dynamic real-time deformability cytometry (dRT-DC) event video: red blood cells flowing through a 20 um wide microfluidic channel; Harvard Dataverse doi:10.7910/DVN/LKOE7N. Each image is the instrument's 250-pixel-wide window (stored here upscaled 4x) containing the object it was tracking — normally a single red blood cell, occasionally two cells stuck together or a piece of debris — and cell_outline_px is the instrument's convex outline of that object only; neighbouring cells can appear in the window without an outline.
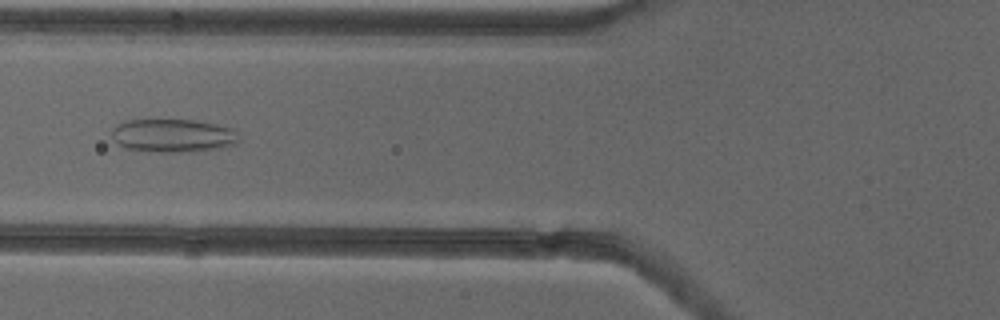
{"species": "common noctule bat (a hibernating species)", "species_latin": "Nyctalus noctula", "temperature_condition": "cold", "stored_images_in_passage": 53, "camera_frame_rate_fps": 3000, "um_per_image_px": 0.085, "animal": {"sex": "female"}, "frame": {"image": 1, "passage_image": 21, "time_ms": 6.667, "image_size_px": [1000, 320], "cell_outline_px": [[240, 140], [236, 144], [216, 148], [192, 152], [148, 152], [124, 148], [116, 144], [112, 136], [112, 128], [116, 124], [128, 120], [192, 120], [216, 124], [232, 128], [236, 132]], "centroid_in_image_um": [14.66, 11.54], "position_along_channel_um": 111.1, "area_um2": 24.91}}
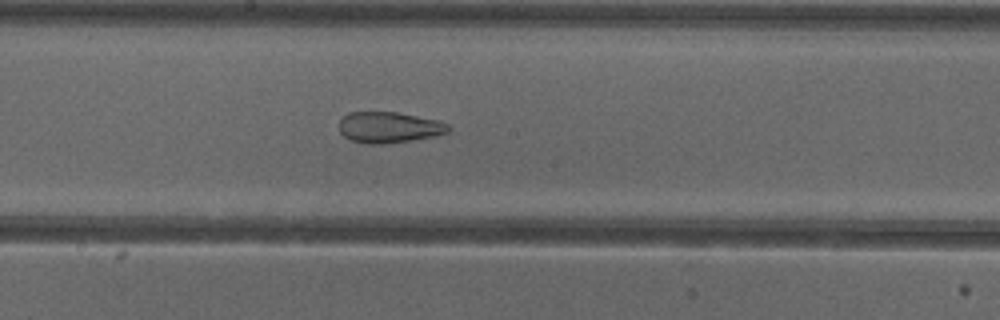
{"frame": {"image": 2, "passage_image": 29, "time_ms": 9.333, "image_size_px": [1000, 320], "cell_outline_px": [[452, 128], [448, 132], [436, 136], [412, 140], [384, 144], [368, 144], [348, 140], [340, 132], [340, 120], [348, 112], [396, 112], [440, 120], [448, 124]], "centroid_in_image_um": [33.09, 10.83], "position_along_channel_um": 215.1, "area_um2": 19.94}}
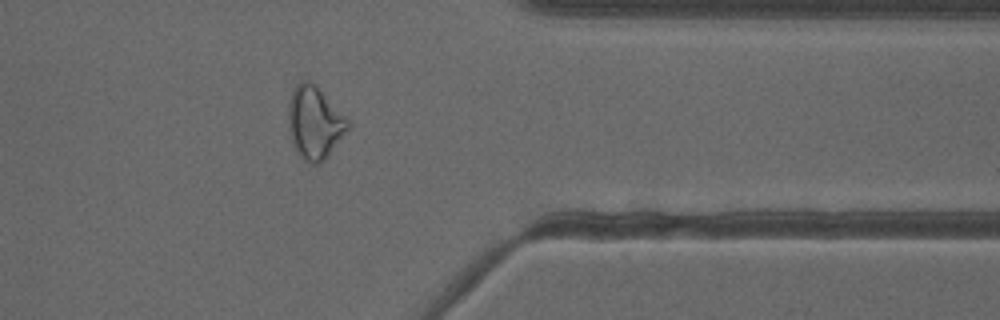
{"frame": {"image": 3, "passage_image": 43, "time_ms": 14.0, "image_size_px": [1000, 320], "cell_outline_px": [[348, 128], [328, 156], [324, 160], [316, 164], [312, 164], [304, 160], [300, 156], [292, 140], [288, 128], [288, 104], [292, 88], [300, 80], [308, 80], [316, 84], [348, 120]], "centroid_in_image_um": [26.7, 10.38], "position_along_channel_um": 384.7, "area_um2": 24.97}, "authors_computed_cell_mechanics": {"area_um2": 25.8366, "velocity_mm_per_s": 3.8864, "shape_relaxation_time_tau1_ms": null, "shape_relaxation_time_tau2_ms": 1.7255, "deformation_change_tau1": null, "deformation_change_tau2": 0.1035}}